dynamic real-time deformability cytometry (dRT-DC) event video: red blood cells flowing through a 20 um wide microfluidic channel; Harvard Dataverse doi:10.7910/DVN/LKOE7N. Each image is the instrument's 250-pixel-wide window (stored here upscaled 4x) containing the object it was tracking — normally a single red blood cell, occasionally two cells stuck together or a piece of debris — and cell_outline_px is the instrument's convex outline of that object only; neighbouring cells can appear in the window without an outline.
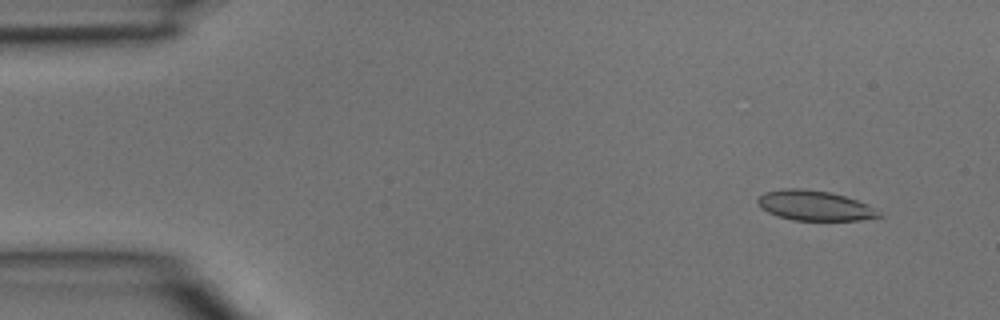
{"species": "common noctule bat (a hibernating species)", "species_latin": "Nyctalus noctula", "temperature_condition": "room temperature", "stored_images_in_passage": 3, "camera_frame_rate_fps": 3000, "um_per_image_px": 0.085, "animal": {"sex": "male", "body_mass_g": 15.6}, "frame": {"image": 1, "passage_image": 1, "time_ms": 0.0, "image_size_px": [1000, 320], "cell_outline_px": [[884, 216], [860, 220], [792, 220], [768, 212], [760, 208], [756, 200], [764, 192], [788, 188], [800, 188], [828, 192], [844, 196], [868, 204], [876, 208]], "centroid_in_image_um": [69.26, 17.48], "position_along_channel_um": 15.7, "area_um2": 21.1}}
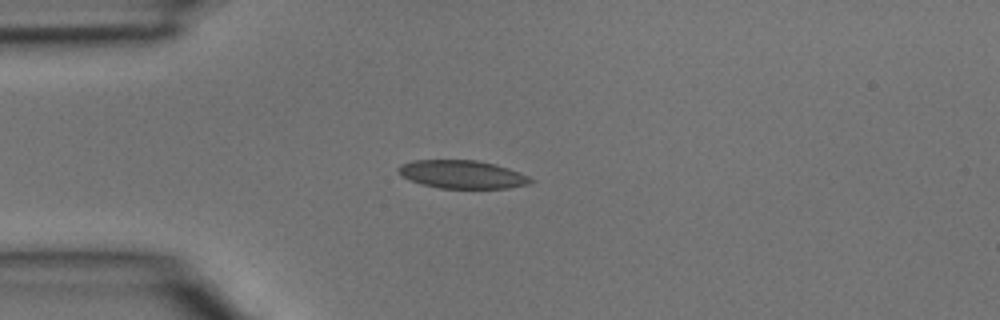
{"frame": {"image": 2, "passage_image": 3, "time_ms": 0.667, "image_size_px": [1000, 320], "cell_outline_px": [[536, 180], [528, 184], [508, 188], [440, 188], [408, 180], [400, 176], [396, 168], [404, 164], [416, 160], [476, 160], [496, 164], [508, 168], [528, 176]], "centroid_in_image_um": [39.29, 14.82], "position_along_channel_um": 45.7, "area_um2": 21.62}}